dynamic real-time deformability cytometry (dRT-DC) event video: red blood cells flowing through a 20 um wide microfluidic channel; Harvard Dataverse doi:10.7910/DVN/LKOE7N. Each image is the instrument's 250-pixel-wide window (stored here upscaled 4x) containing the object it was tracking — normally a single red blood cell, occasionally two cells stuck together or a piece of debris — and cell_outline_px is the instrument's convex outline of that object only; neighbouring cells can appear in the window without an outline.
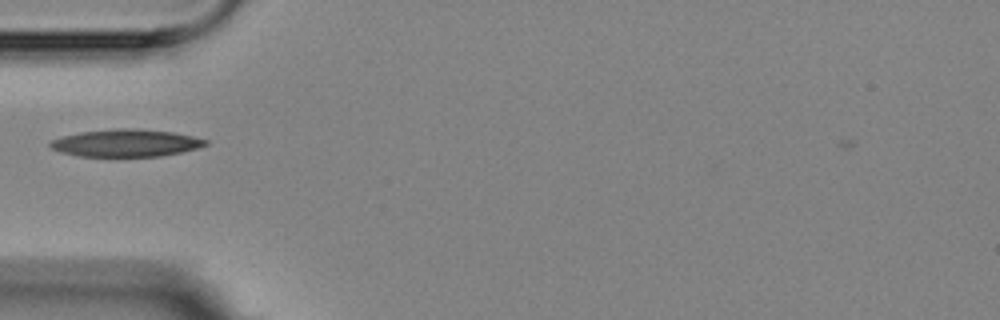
{"species": "Egyptian fruit bat (a non-hibernating species)", "species_latin": "Rousettus aegyptiacus", "temperature_condition": "room temperature", "stored_images_in_passage": 12, "camera_frame_rate_fps": 3000, "um_per_image_px": 0.085, "animal": {"sex": "female"}, "frame": {"image": 1, "passage_image": 1, "time_ms": 0.0, "image_size_px": [1000, 320], "cell_outline_px": [[208, 144], [196, 148], [180, 152], [160, 156], [80, 156], [60, 152], [52, 148], [48, 144], [52, 140], [64, 136], [80, 132], [116, 128], [140, 128], [172, 132], [192, 136], [208, 140]], "centroid_in_image_um": [10.71, 12.14], "position_along_channel_um": 74.3, "area_um2": 24.62}}
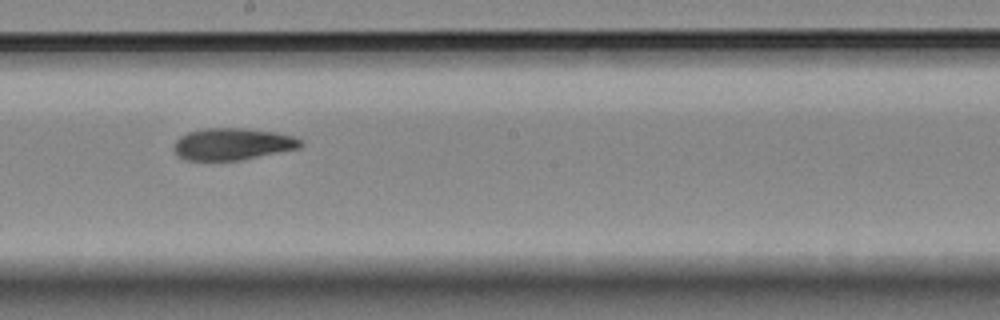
{"frame": {"image": 2, "passage_image": 5, "time_ms": 4.333, "image_size_px": [1000, 320], "cell_outline_px": [[304, 144], [300, 148], [240, 160], [184, 160], [172, 148], [176, 140], [180, 136], [188, 132], [204, 128], [244, 128], [276, 132], [292, 136], [304, 140]], "centroid_in_image_um": [19.78, 12.24], "position_along_channel_um": 228.4, "area_um2": 23.64}}
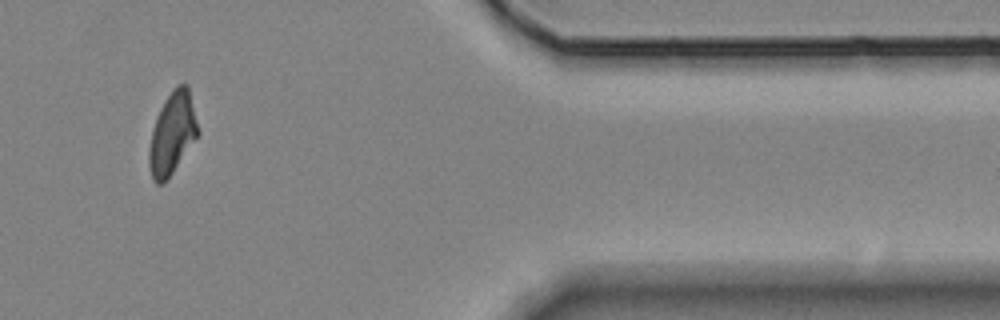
{"frame": {"image": 3, "passage_image": 10, "time_ms": 10.0, "image_size_px": [1000, 320], "cell_outline_px": [[200, 132], [164, 184], [156, 184], [152, 180], [148, 164], [148, 148], [156, 116], [164, 100], [176, 84], [188, 84]], "centroid_in_image_um": [14.63, 11.34], "position_along_channel_um": 396.8, "area_um2": 23.47}}